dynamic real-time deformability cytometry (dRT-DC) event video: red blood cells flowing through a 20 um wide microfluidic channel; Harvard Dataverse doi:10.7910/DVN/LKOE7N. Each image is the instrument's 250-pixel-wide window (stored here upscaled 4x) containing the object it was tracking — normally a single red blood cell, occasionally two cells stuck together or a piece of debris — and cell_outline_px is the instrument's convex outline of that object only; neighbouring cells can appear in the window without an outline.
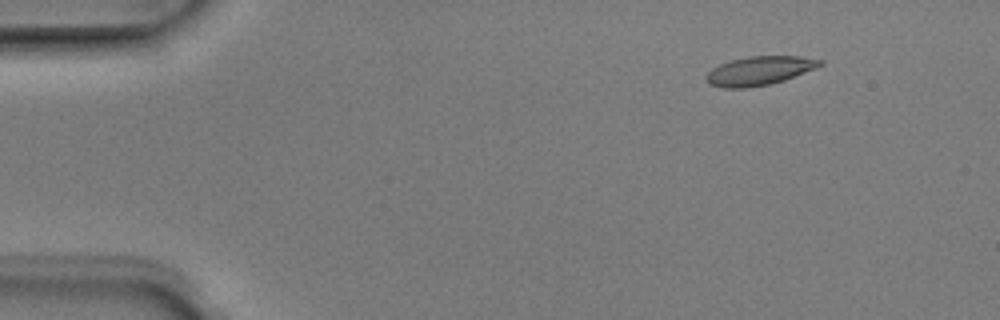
{"species": "Egyptian fruit bat (a non-hibernating species)", "species_latin": "Rousettus aegyptiacus", "temperature_condition": "room temperature", "stored_images_in_passage": 5, "camera_frame_rate_fps": 3000, "um_per_image_px": 0.085, "animal": {"sex": "male"}, "frame": {"image": 1, "passage_image": 2, "time_ms": 0.333, "image_size_px": [1000, 320], "cell_outline_px": [[824, 64], [816, 68], [784, 80], [768, 84], [748, 88], [724, 88], [708, 84], [704, 76], [712, 68], [720, 64], [732, 60], [748, 56], [800, 56], [824, 60]], "centroid_in_image_um": [64.54, 6.01], "position_along_channel_um": 20.5, "area_um2": 19.19}}
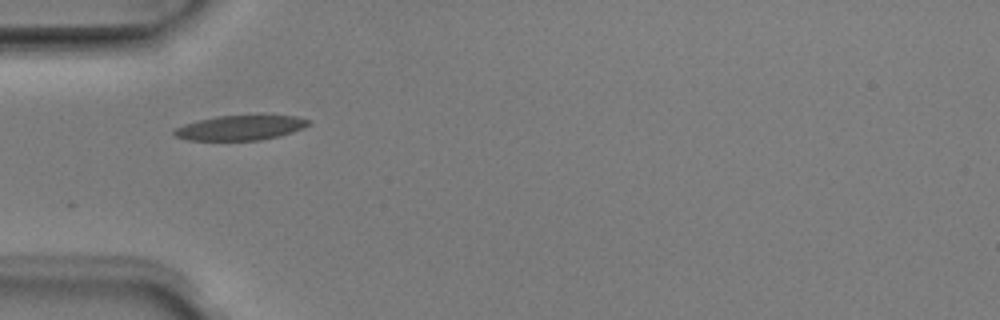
{"frame": {"image": 2, "passage_image": 5, "time_ms": 1.333, "image_size_px": [1000, 320], "cell_outline_px": [[312, 124], [304, 128], [292, 132], [260, 140], [188, 140], [176, 136], [172, 132], [176, 128], [184, 124], [216, 116], [296, 116], [312, 120]], "centroid_in_image_um": [20.46, 10.86], "position_along_channel_um": 64.5, "area_um2": 19.19}}